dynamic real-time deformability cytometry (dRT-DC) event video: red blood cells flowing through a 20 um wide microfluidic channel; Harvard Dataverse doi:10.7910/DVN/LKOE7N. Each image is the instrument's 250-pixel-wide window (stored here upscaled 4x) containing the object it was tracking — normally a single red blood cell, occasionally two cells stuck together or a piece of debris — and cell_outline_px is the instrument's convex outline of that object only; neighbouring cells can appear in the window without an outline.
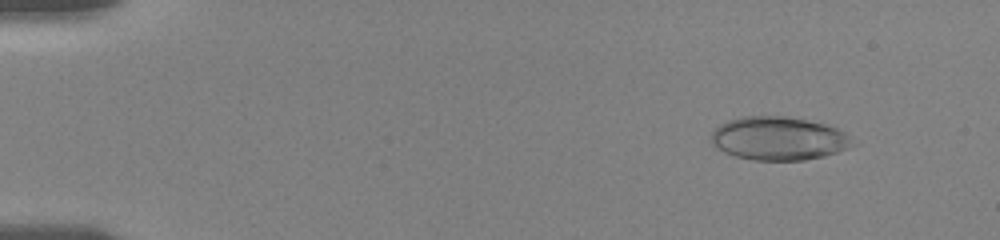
{"species": "human", "species_latin": "Homo sapiens", "temperature_condition": "room temperature", "stored_images_in_passage": 9, "camera_frame_rate_fps": 3000, "um_per_image_px": 0.085, "donor": {"sex": "female"}, "frame": {"image": 1, "passage_image": 2, "time_ms": 1.0, "image_size_px": [1000, 240], "cell_outline_px": [[860, 144], [824, 156], [804, 160], [752, 160], [736, 156], [724, 152], [716, 148], [712, 144], [712, 132], [720, 124], [728, 120], [744, 116], [784, 116], [824, 124], [836, 128], [844, 132]], "centroid_in_image_um": [66.2, 11.78], "position_along_channel_um": 18.8, "area_um2": 35.78}}
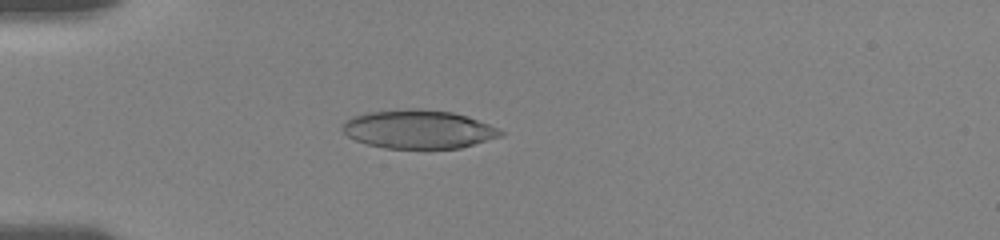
{"frame": {"image": 2, "passage_image": 6, "time_ms": 4.333, "image_size_px": [1000, 240], "cell_outline_px": [[504, 132], [500, 136], [460, 148], [384, 148], [368, 144], [356, 140], [348, 136], [340, 128], [344, 120], [352, 116], [368, 112], [412, 108], [420, 108], [452, 112], [468, 116], [488, 124]], "centroid_in_image_um": [35.52, 10.97], "position_along_channel_um": 49.5, "area_um2": 35.43}}
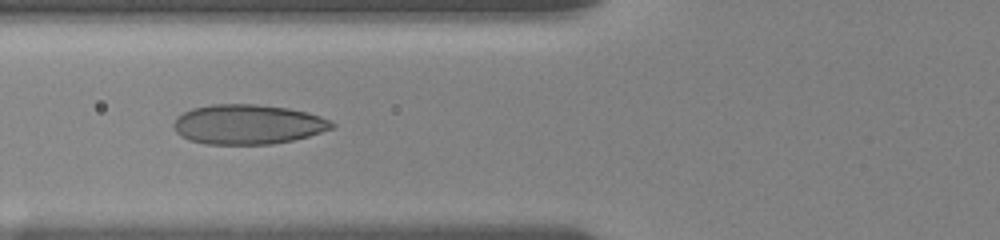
{"frame": {"image": 3, "passage_image": 8, "time_ms": 6.333, "image_size_px": [1000, 240], "cell_outline_px": [[336, 124], [332, 128], [308, 136], [292, 140], [272, 144], [204, 144], [188, 140], [180, 136], [176, 132], [172, 124], [176, 116], [192, 108], [212, 104], [256, 104], [288, 108], [308, 112], [320, 116]], "centroid_in_image_um": [21.02, 10.57], "position_along_channel_um": 104.8, "area_um2": 36.76}}